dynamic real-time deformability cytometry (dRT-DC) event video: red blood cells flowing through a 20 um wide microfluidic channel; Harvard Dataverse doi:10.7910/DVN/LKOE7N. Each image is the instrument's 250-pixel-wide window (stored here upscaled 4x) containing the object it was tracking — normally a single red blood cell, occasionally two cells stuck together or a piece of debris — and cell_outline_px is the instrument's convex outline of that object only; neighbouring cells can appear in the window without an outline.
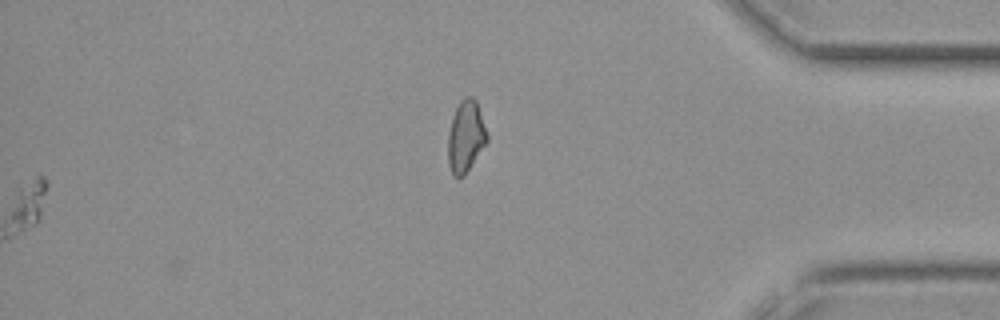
{"species": "common noctule bat (a hibernating species)", "species_latin": "Nyctalus noctula", "temperature_condition": "cold", "stored_images_in_passage": 60, "segment_of_instrument_passage": [2, 2], "camera_frame_rate_fps": 3000, "um_per_image_px": 0.085, "animal": {"sex": "female", "body_mass_g": 19.3, "forearm_length_mm": 54.1}, "frame": {"image": 1, "passage_image": 60, "time_ms": 19.667, "image_size_px": [1000, 320], "cell_outline_px": [[488, 140], [464, 176], [456, 180], [452, 176], [448, 164], [448, 132], [452, 116], [460, 100], [468, 96], [472, 96], [476, 100], [488, 136]], "centroid_in_image_um": [39.56, 11.64], "position_along_channel_um": 395.6, "area_um2": 16.42}}